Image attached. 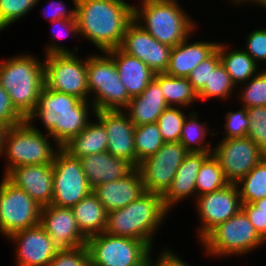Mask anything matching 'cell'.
<instances>
[{
  "instance_id": "6da1fadb",
  "label": "cell",
  "mask_w": 266,
  "mask_h": 266,
  "mask_svg": "<svg viewBox=\"0 0 266 266\" xmlns=\"http://www.w3.org/2000/svg\"><path fill=\"white\" fill-rule=\"evenodd\" d=\"M95 112L90 101L48 89L44 85L38 103L26 120L35 129L49 134L62 147L89 124ZM37 120L42 125L40 128L34 125Z\"/></svg>"
},
{
  "instance_id": "7a4b0ae2",
  "label": "cell",
  "mask_w": 266,
  "mask_h": 266,
  "mask_svg": "<svg viewBox=\"0 0 266 266\" xmlns=\"http://www.w3.org/2000/svg\"><path fill=\"white\" fill-rule=\"evenodd\" d=\"M76 20L81 42L106 52L122 44L134 7L131 0H78Z\"/></svg>"
},
{
  "instance_id": "3957f363",
  "label": "cell",
  "mask_w": 266,
  "mask_h": 266,
  "mask_svg": "<svg viewBox=\"0 0 266 266\" xmlns=\"http://www.w3.org/2000/svg\"><path fill=\"white\" fill-rule=\"evenodd\" d=\"M168 214L162 195L144 192L127 206L107 213L105 232L110 235L138 239L155 248V236L166 224L167 216H170Z\"/></svg>"
},
{
  "instance_id": "277c9868",
  "label": "cell",
  "mask_w": 266,
  "mask_h": 266,
  "mask_svg": "<svg viewBox=\"0 0 266 266\" xmlns=\"http://www.w3.org/2000/svg\"><path fill=\"white\" fill-rule=\"evenodd\" d=\"M31 52L0 59V83L15 109L26 119L34 110L45 85L44 57ZM41 59V60H40Z\"/></svg>"
},
{
  "instance_id": "5b68a950",
  "label": "cell",
  "mask_w": 266,
  "mask_h": 266,
  "mask_svg": "<svg viewBox=\"0 0 266 266\" xmlns=\"http://www.w3.org/2000/svg\"><path fill=\"white\" fill-rule=\"evenodd\" d=\"M180 3L178 0L133 3L134 21L157 41L173 48L197 32L199 24Z\"/></svg>"
},
{
  "instance_id": "8992f818",
  "label": "cell",
  "mask_w": 266,
  "mask_h": 266,
  "mask_svg": "<svg viewBox=\"0 0 266 266\" xmlns=\"http://www.w3.org/2000/svg\"><path fill=\"white\" fill-rule=\"evenodd\" d=\"M60 148L49 134L35 129L27 120L14 125L5 135L2 175L18 166L52 164Z\"/></svg>"
},
{
  "instance_id": "52a82bcc",
  "label": "cell",
  "mask_w": 266,
  "mask_h": 266,
  "mask_svg": "<svg viewBox=\"0 0 266 266\" xmlns=\"http://www.w3.org/2000/svg\"><path fill=\"white\" fill-rule=\"evenodd\" d=\"M266 242L259 236L246 213L240 209L226 222L215 227L199 244L209 258H245ZM249 253V254H248Z\"/></svg>"
},
{
  "instance_id": "ba28073f",
  "label": "cell",
  "mask_w": 266,
  "mask_h": 266,
  "mask_svg": "<svg viewBox=\"0 0 266 266\" xmlns=\"http://www.w3.org/2000/svg\"><path fill=\"white\" fill-rule=\"evenodd\" d=\"M86 56L89 101L95 110H124L131 98L113 59L106 52H92Z\"/></svg>"
},
{
  "instance_id": "9c48e42d",
  "label": "cell",
  "mask_w": 266,
  "mask_h": 266,
  "mask_svg": "<svg viewBox=\"0 0 266 266\" xmlns=\"http://www.w3.org/2000/svg\"><path fill=\"white\" fill-rule=\"evenodd\" d=\"M86 246L91 266H146L153 249L147 242L106 232L88 237Z\"/></svg>"
},
{
  "instance_id": "30bf717a",
  "label": "cell",
  "mask_w": 266,
  "mask_h": 266,
  "mask_svg": "<svg viewBox=\"0 0 266 266\" xmlns=\"http://www.w3.org/2000/svg\"><path fill=\"white\" fill-rule=\"evenodd\" d=\"M1 177L0 235L6 239L15 232L40 224L42 207L24 190Z\"/></svg>"
},
{
  "instance_id": "8fae6325",
  "label": "cell",
  "mask_w": 266,
  "mask_h": 266,
  "mask_svg": "<svg viewBox=\"0 0 266 266\" xmlns=\"http://www.w3.org/2000/svg\"><path fill=\"white\" fill-rule=\"evenodd\" d=\"M52 54L44 57V79L48 89L89 101L86 56Z\"/></svg>"
},
{
  "instance_id": "7c38bea8",
  "label": "cell",
  "mask_w": 266,
  "mask_h": 266,
  "mask_svg": "<svg viewBox=\"0 0 266 266\" xmlns=\"http://www.w3.org/2000/svg\"><path fill=\"white\" fill-rule=\"evenodd\" d=\"M52 168V205L73 207L92 192L79 158L71 157L60 148L55 153Z\"/></svg>"
},
{
  "instance_id": "4fadbf2b",
  "label": "cell",
  "mask_w": 266,
  "mask_h": 266,
  "mask_svg": "<svg viewBox=\"0 0 266 266\" xmlns=\"http://www.w3.org/2000/svg\"><path fill=\"white\" fill-rule=\"evenodd\" d=\"M192 203L199 217L197 221L200 220V226H196L195 232L198 245L215 227L234 216L242 206L237 184L231 183L212 193L197 196Z\"/></svg>"
},
{
  "instance_id": "5bb4252c",
  "label": "cell",
  "mask_w": 266,
  "mask_h": 266,
  "mask_svg": "<svg viewBox=\"0 0 266 266\" xmlns=\"http://www.w3.org/2000/svg\"><path fill=\"white\" fill-rule=\"evenodd\" d=\"M189 151L180 142H165L154 155L140 162L145 192L163 195Z\"/></svg>"
},
{
  "instance_id": "9a60e30c",
  "label": "cell",
  "mask_w": 266,
  "mask_h": 266,
  "mask_svg": "<svg viewBox=\"0 0 266 266\" xmlns=\"http://www.w3.org/2000/svg\"><path fill=\"white\" fill-rule=\"evenodd\" d=\"M217 143L212 154L231 184H237L266 156L249 137L220 139Z\"/></svg>"
},
{
  "instance_id": "2e32d148",
  "label": "cell",
  "mask_w": 266,
  "mask_h": 266,
  "mask_svg": "<svg viewBox=\"0 0 266 266\" xmlns=\"http://www.w3.org/2000/svg\"><path fill=\"white\" fill-rule=\"evenodd\" d=\"M6 239L15 247L14 266H48L59 251L40 224L15 232Z\"/></svg>"
},
{
  "instance_id": "e0dca14e",
  "label": "cell",
  "mask_w": 266,
  "mask_h": 266,
  "mask_svg": "<svg viewBox=\"0 0 266 266\" xmlns=\"http://www.w3.org/2000/svg\"><path fill=\"white\" fill-rule=\"evenodd\" d=\"M119 48L141 60L155 74L165 73L172 50V47L157 41L135 21L128 26Z\"/></svg>"
},
{
  "instance_id": "ac0fdd59",
  "label": "cell",
  "mask_w": 266,
  "mask_h": 266,
  "mask_svg": "<svg viewBox=\"0 0 266 266\" xmlns=\"http://www.w3.org/2000/svg\"><path fill=\"white\" fill-rule=\"evenodd\" d=\"M97 118L104 126L108 136L107 152L124 159L137 168V155L134 143L135 126L124 110L96 111Z\"/></svg>"
},
{
  "instance_id": "d6986e66",
  "label": "cell",
  "mask_w": 266,
  "mask_h": 266,
  "mask_svg": "<svg viewBox=\"0 0 266 266\" xmlns=\"http://www.w3.org/2000/svg\"><path fill=\"white\" fill-rule=\"evenodd\" d=\"M40 225L59 250L76 249L87 244V237L80 231L71 207L52 204L42 207Z\"/></svg>"
},
{
  "instance_id": "ffe728a7",
  "label": "cell",
  "mask_w": 266,
  "mask_h": 266,
  "mask_svg": "<svg viewBox=\"0 0 266 266\" xmlns=\"http://www.w3.org/2000/svg\"><path fill=\"white\" fill-rule=\"evenodd\" d=\"M15 187L24 190L41 207L53 199L52 164L26 165L11 169L4 176Z\"/></svg>"
},
{
  "instance_id": "44dd1931",
  "label": "cell",
  "mask_w": 266,
  "mask_h": 266,
  "mask_svg": "<svg viewBox=\"0 0 266 266\" xmlns=\"http://www.w3.org/2000/svg\"><path fill=\"white\" fill-rule=\"evenodd\" d=\"M210 154L212 152H189L184 158L170 187L162 195L165 208L170 213L188 198L195 201L197 174L201 164Z\"/></svg>"
},
{
  "instance_id": "7402d4cb",
  "label": "cell",
  "mask_w": 266,
  "mask_h": 266,
  "mask_svg": "<svg viewBox=\"0 0 266 266\" xmlns=\"http://www.w3.org/2000/svg\"><path fill=\"white\" fill-rule=\"evenodd\" d=\"M92 192L108 213L127 206L139 198L145 189L139 169L134 168L121 179L97 185Z\"/></svg>"
},
{
  "instance_id": "603a6c76",
  "label": "cell",
  "mask_w": 266,
  "mask_h": 266,
  "mask_svg": "<svg viewBox=\"0 0 266 266\" xmlns=\"http://www.w3.org/2000/svg\"><path fill=\"white\" fill-rule=\"evenodd\" d=\"M194 34L195 31L183 42L172 48L168 67L165 71L167 75L187 78L199 63L217 49L218 41L216 40L204 39L192 42Z\"/></svg>"
},
{
  "instance_id": "cb8c5ba5",
  "label": "cell",
  "mask_w": 266,
  "mask_h": 266,
  "mask_svg": "<svg viewBox=\"0 0 266 266\" xmlns=\"http://www.w3.org/2000/svg\"><path fill=\"white\" fill-rule=\"evenodd\" d=\"M79 160L92 189L97 185L121 179L134 169L129 162L109 152L92 154Z\"/></svg>"
},
{
  "instance_id": "d4e9b609",
  "label": "cell",
  "mask_w": 266,
  "mask_h": 266,
  "mask_svg": "<svg viewBox=\"0 0 266 266\" xmlns=\"http://www.w3.org/2000/svg\"><path fill=\"white\" fill-rule=\"evenodd\" d=\"M106 53L113 59L129 97L139 96L153 80L155 73L141 60L126 54L119 47Z\"/></svg>"
},
{
  "instance_id": "484cf974",
  "label": "cell",
  "mask_w": 266,
  "mask_h": 266,
  "mask_svg": "<svg viewBox=\"0 0 266 266\" xmlns=\"http://www.w3.org/2000/svg\"><path fill=\"white\" fill-rule=\"evenodd\" d=\"M167 107L160 85L153 79L139 96L131 98L124 111L134 126H138L157 122Z\"/></svg>"
},
{
  "instance_id": "4316f807",
  "label": "cell",
  "mask_w": 266,
  "mask_h": 266,
  "mask_svg": "<svg viewBox=\"0 0 266 266\" xmlns=\"http://www.w3.org/2000/svg\"><path fill=\"white\" fill-rule=\"evenodd\" d=\"M95 119H92L77 136L71 138L61 147L71 157L82 158L107 152L108 136L106 129L97 118Z\"/></svg>"
},
{
  "instance_id": "83f0119b",
  "label": "cell",
  "mask_w": 266,
  "mask_h": 266,
  "mask_svg": "<svg viewBox=\"0 0 266 266\" xmlns=\"http://www.w3.org/2000/svg\"><path fill=\"white\" fill-rule=\"evenodd\" d=\"M226 42L219 41L217 49L219 50L221 63L237 87L256 75L261 67L240 46H237V49L236 47L231 48L233 44L230 45Z\"/></svg>"
},
{
  "instance_id": "f1b7e54d",
  "label": "cell",
  "mask_w": 266,
  "mask_h": 266,
  "mask_svg": "<svg viewBox=\"0 0 266 266\" xmlns=\"http://www.w3.org/2000/svg\"><path fill=\"white\" fill-rule=\"evenodd\" d=\"M71 209L80 231L87 238L105 232L107 211L93 192Z\"/></svg>"
},
{
  "instance_id": "f546056e",
  "label": "cell",
  "mask_w": 266,
  "mask_h": 266,
  "mask_svg": "<svg viewBox=\"0 0 266 266\" xmlns=\"http://www.w3.org/2000/svg\"><path fill=\"white\" fill-rule=\"evenodd\" d=\"M199 115V110L196 112L193 109L192 111L188 112L181 130L179 142L189 152H212L213 141H208L209 139L207 137L210 136V138H215L216 135H220L219 131H221V129L214 132V129L208 126V121H201Z\"/></svg>"
},
{
  "instance_id": "4dcf8cb0",
  "label": "cell",
  "mask_w": 266,
  "mask_h": 266,
  "mask_svg": "<svg viewBox=\"0 0 266 266\" xmlns=\"http://www.w3.org/2000/svg\"><path fill=\"white\" fill-rule=\"evenodd\" d=\"M159 85L168 106L188 108L198 103L197 92L187 78L156 73L153 78Z\"/></svg>"
},
{
  "instance_id": "1f68e13d",
  "label": "cell",
  "mask_w": 266,
  "mask_h": 266,
  "mask_svg": "<svg viewBox=\"0 0 266 266\" xmlns=\"http://www.w3.org/2000/svg\"><path fill=\"white\" fill-rule=\"evenodd\" d=\"M237 87L232 82L230 75L227 73L226 68L220 62L212 72L205 86L197 93L200 102L233 100V94L236 96ZM232 96V97H231ZM221 99V100H220Z\"/></svg>"
},
{
  "instance_id": "d6a6232c",
  "label": "cell",
  "mask_w": 266,
  "mask_h": 266,
  "mask_svg": "<svg viewBox=\"0 0 266 266\" xmlns=\"http://www.w3.org/2000/svg\"><path fill=\"white\" fill-rule=\"evenodd\" d=\"M49 23H51L53 29H51L52 32L51 35H49L51 38L48 43H46V47H43L44 51L42 53H44V56L52 54H77V52L81 50L77 45L72 49L66 47V45L64 46L60 40L70 36V38L76 37V39H79V28L76 19H60Z\"/></svg>"
},
{
  "instance_id": "836d02e7",
  "label": "cell",
  "mask_w": 266,
  "mask_h": 266,
  "mask_svg": "<svg viewBox=\"0 0 266 266\" xmlns=\"http://www.w3.org/2000/svg\"><path fill=\"white\" fill-rule=\"evenodd\" d=\"M242 204L266 197V156L237 183Z\"/></svg>"
},
{
  "instance_id": "e575fe53",
  "label": "cell",
  "mask_w": 266,
  "mask_h": 266,
  "mask_svg": "<svg viewBox=\"0 0 266 266\" xmlns=\"http://www.w3.org/2000/svg\"><path fill=\"white\" fill-rule=\"evenodd\" d=\"M229 182L225 178L218 160L210 154L201 164L197 174L196 195L212 193L227 186Z\"/></svg>"
},
{
  "instance_id": "d590c367",
  "label": "cell",
  "mask_w": 266,
  "mask_h": 266,
  "mask_svg": "<svg viewBox=\"0 0 266 266\" xmlns=\"http://www.w3.org/2000/svg\"><path fill=\"white\" fill-rule=\"evenodd\" d=\"M134 143L138 168L140 162L154 155L165 143L157 122L135 126Z\"/></svg>"
},
{
  "instance_id": "8d00e7d4",
  "label": "cell",
  "mask_w": 266,
  "mask_h": 266,
  "mask_svg": "<svg viewBox=\"0 0 266 266\" xmlns=\"http://www.w3.org/2000/svg\"><path fill=\"white\" fill-rule=\"evenodd\" d=\"M237 89L235 100L239 101V106H266V68H261L251 79L237 86Z\"/></svg>"
},
{
  "instance_id": "74e56055",
  "label": "cell",
  "mask_w": 266,
  "mask_h": 266,
  "mask_svg": "<svg viewBox=\"0 0 266 266\" xmlns=\"http://www.w3.org/2000/svg\"><path fill=\"white\" fill-rule=\"evenodd\" d=\"M186 111V112H185ZM188 108L168 106L158 117L159 126L164 142H179Z\"/></svg>"
},
{
  "instance_id": "f35d334b",
  "label": "cell",
  "mask_w": 266,
  "mask_h": 266,
  "mask_svg": "<svg viewBox=\"0 0 266 266\" xmlns=\"http://www.w3.org/2000/svg\"><path fill=\"white\" fill-rule=\"evenodd\" d=\"M38 0H0V33L28 16Z\"/></svg>"
},
{
  "instance_id": "ab89813d",
  "label": "cell",
  "mask_w": 266,
  "mask_h": 266,
  "mask_svg": "<svg viewBox=\"0 0 266 266\" xmlns=\"http://www.w3.org/2000/svg\"><path fill=\"white\" fill-rule=\"evenodd\" d=\"M225 123L221 139L231 138H243L247 137V131L249 128V117L247 114V108L240 106L236 111H226L224 116Z\"/></svg>"
},
{
  "instance_id": "60d3db41",
  "label": "cell",
  "mask_w": 266,
  "mask_h": 266,
  "mask_svg": "<svg viewBox=\"0 0 266 266\" xmlns=\"http://www.w3.org/2000/svg\"><path fill=\"white\" fill-rule=\"evenodd\" d=\"M249 117V137L264 153H266V106L247 108Z\"/></svg>"
},
{
  "instance_id": "b9f144b4",
  "label": "cell",
  "mask_w": 266,
  "mask_h": 266,
  "mask_svg": "<svg viewBox=\"0 0 266 266\" xmlns=\"http://www.w3.org/2000/svg\"><path fill=\"white\" fill-rule=\"evenodd\" d=\"M245 37V47L243 46L241 48L247 52L258 65H261L260 67L263 66L262 68H264V65H266V28L251 30Z\"/></svg>"
},
{
  "instance_id": "7bdbcfd3",
  "label": "cell",
  "mask_w": 266,
  "mask_h": 266,
  "mask_svg": "<svg viewBox=\"0 0 266 266\" xmlns=\"http://www.w3.org/2000/svg\"><path fill=\"white\" fill-rule=\"evenodd\" d=\"M220 62L221 58L219 50L216 49L209 57L199 63L188 75L187 79L197 93L205 86L206 82H208L210 72H212Z\"/></svg>"
},
{
  "instance_id": "ee69618b",
  "label": "cell",
  "mask_w": 266,
  "mask_h": 266,
  "mask_svg": "<svg viewBox=\"0 0 266 266\" xmlns=\"http://www.w3.org/2000/svg\"><path fill=\"white\" fill-rule=\"evenodd\" d=\"M48 266H91L88 247L59 250Z\"/></svg>"
},
{
  "instance_id": "f6af8a7d",
  "label": "cell",
  "mask_w": 266,
  "mask_h": 266,
  "mask_svg": "<svg viewBox=\"0 0 266 266\" xmlns=\"http://www.w3.org/2000/svg\"><path fill=\"white\" fill-rule=\"evenodd\" d=\"M42 0H38L35 7H39L38 4ZM73 2L71 7V4L66 5L67 3L63 0H48L46 2L45 8L42 10V16L47 20H50V22H53L55 20L60 19H76V13H77V4L78 0H70ZM70 7V8H69Z\"/></svg>"
},
{
  "instance_id": "bcb514c9",
  "label": "cell",
  "mask_w": 266,
  "mask_h": 266,
  "mask_svg": "<svg viewBox=\"0 0 266 266\" xmlns=\"http://www.w3.org/2000/svg\"><path fill=\"white\" fill-rule=\"evenodd\" d=\"M25 120L26 119L15 109L10 96L0 83V123L10 128Z\"/></svg>"
},
{
  "instance_id": "7dc6e473",
  "label": "cell",
  "mask_w": 266,
  "mask_h": 266,
  "mask_svg": "<svg viewBox=\"0 0 266 266\" xmlns=\"http://www.w3.org/2000/svg\"><path fill=\"white\" fill-rule=\"evenodd\" d=\"M161 250L158 251L159 255L153 257L155 248H153L149 254L147 265L146 266H192L190 263L188 264L184 259L181 258L179 253L173 252V249L169 247H162ZM155 258V259H154Z\"/></svg>"
},
{
  "instance_id": "c3c4849f",
  "label": "cell",
  "mask_w": 266,
  "mask_h": 266,
  "mask_svg": "<svg viewBox=\"0 0 266 266\" xmlns=\"http://www.w3.org/2000/svg\"><path fill=\"white\" fill-rule=\"evenodd\" d=\"M241 209L246 213L259 236L266 242V214L255 213L253 204H242Z\"/></svg>"
},
{
  "instance_id": "681fc988",
  "label": "cell",
  "mask_w": 266,
  "mask_h": 266,
  "mask_svg": "<svg viewBox=\"0 0 266 266\" xmlns=\"http://www.w3.org/2000/svg\"><path fill=\"white\" fill-rule=\"evenodd\" d=\"M228 3H230V5L232 4V6H235L236 8L238 6L247 8L248 5L251 7H254L252 5H255V7L258 6L259 8V7H262L266 3V0H228Z\"/></svg>"
},
{
  "instance_id": "f907efd6",
  "label": "cell",
  "mask_w": 266,
  "mask_h": 266,
  "mask_svg": "<svg viewBox=\"0 0 266 266\" xmlns=\"http://www.w3.org/2000/svg\"><path fill=\"white\" fill-rule=\"evenodd\" d=\"M9 127L5 124L0 123V160L2 159V154L4 150L5 135Z\"/></svg>"
},
{
  "instance_id": "816d5d0a",
  "label": "cell",
  "mask_w": 266,
  "mask_h": 266,
  "mask_svg": "<svg viewBox=\"0 0 266 266\" xmlns=\"http://www.w3.org/2000/svg\"><path fill=\"white\" fill-rule=\"evenodd\" d=\"M255 206V213H264L266 214V197L257 200L252 203Z\"/></svg>"
},
{
  "instance_id": "f5cc1de1",
  "label": "cell",
  "mask_w": 266,
  "mask_h": 266,
  "mask_svg": "<svg viewBox=\"0 0 266 266\" xmlns=\"http://www.w3.org/2000/svg\"><path fill=\"white\" fill-rule=\"evenodd\" d=\"M144 1H161V0H138V2H135V1H133L134 3H141V2H144Z\"/></svg>"
},
{
  "instance_id": "db71d44e",
  "label": "cell",
  "mask_w": 266,
  "mask_h": 266,
  "mask_svg": "<svg viewBox=\"0 0 266 266\" xmlns=\"http://www.w3.org/2000/svg\"><path fill=\"white\" fill-rule=\"evenodd\" d=\"M261 8L266 12V3Z\"/></svg>"
}]
</instances>
